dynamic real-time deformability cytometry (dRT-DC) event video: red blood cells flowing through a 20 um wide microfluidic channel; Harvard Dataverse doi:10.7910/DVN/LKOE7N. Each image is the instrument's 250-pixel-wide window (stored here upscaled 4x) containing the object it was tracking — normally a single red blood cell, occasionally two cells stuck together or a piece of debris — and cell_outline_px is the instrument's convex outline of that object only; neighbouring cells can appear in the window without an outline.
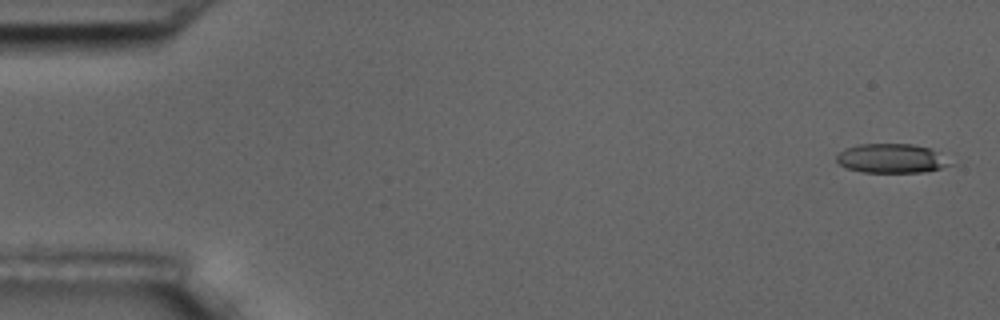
{"species": "common noctule bat (a hibernating species)", "species_latin": "Nyctalus noctula", "temperature_condition": "room temperature", "stored_images_in_passage": 5, "camera_frame_rate_fps": 3000, "um_per_image_px": 0.085, "animal": {"sex": "male", "body_mass_g": 17.5, "forearm_length_mm": 52.3}, "frame": {"image": 1, "passage_image": 1, "time_ms": 0.0, "image_size_px": [1000, 320], "cell_outline_px": [[956, 164], [924, 172], [864, 172], [844, 168], [836, 160], [836, 152], [844, 148], [856, 144], [912, 144], [928, 148], [936, 152]], "centroid_in_image_um": [75.72, 13.46], "position_along_channel_um": 9.3, "area_um2": 19.48}}
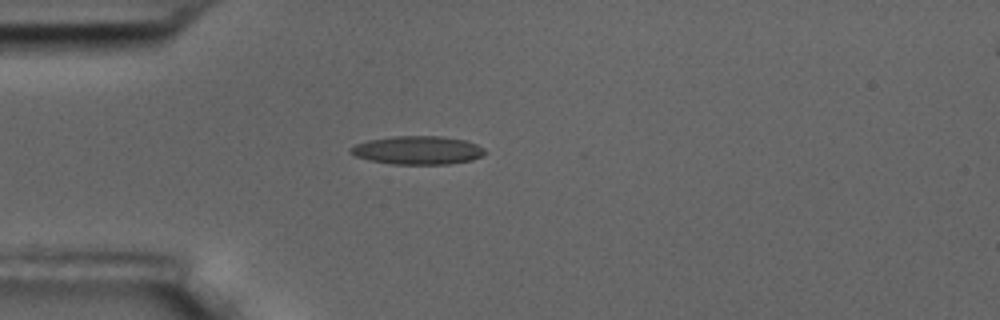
{"frame": {"image": 2, "passage_image": 5, "time_ms": 4.667, "image_size_px": [1000, 320], "cell_outline_px": [[488, 152], [472, 160], [448, 164], [392, 164], [368, 160], [356, 156], [348, 152], [348, 148], [356, 144], [368, 140], [392, 136], [440, 136], [468, 140], [484, 148]], "centroid_in_image_um": [35.5, 12.76], "position_along_channel_um": 49.5, "area_um2": 22.43}}